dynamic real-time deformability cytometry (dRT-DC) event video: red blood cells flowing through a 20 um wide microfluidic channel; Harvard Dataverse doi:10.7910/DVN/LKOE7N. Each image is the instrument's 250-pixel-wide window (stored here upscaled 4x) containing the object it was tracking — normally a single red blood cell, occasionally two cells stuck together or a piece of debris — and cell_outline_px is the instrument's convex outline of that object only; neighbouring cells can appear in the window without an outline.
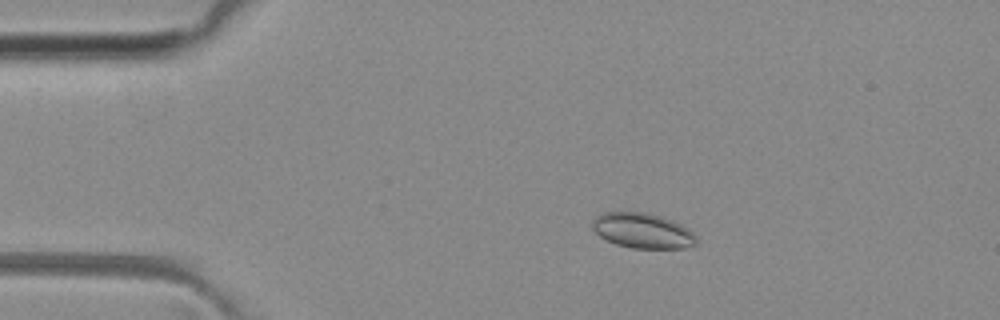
{"species": "common noctule bat (a hibernating species)", "species_latin": "Nyctalus noctula", "temperature_condition": "room temperature", "stored_images_in_passage": 51, "camera_frame_rate_fps": 3000, "um_per_image_px": 0.085, "animal": {"sex": "female", "body_mass_g": 29.2, "forearm_length_mm": 56.3}, "frame": {"image": 1, "passage_image": 10, "time_ms": 3.0, "image_size_px": [1000, 320], "cell_outline_px": [[696, 244], [684, 248], [632, 248], [616, 244], [600, 236], [592, 228], [592, 220], [600, 212], [648, 212], [672, 220], [688, 228], [696, 236]], "centroid_in_image_um": [54.61, 19.59], "position_along_channel_um": 30.4, "area_um2": 21.33}}
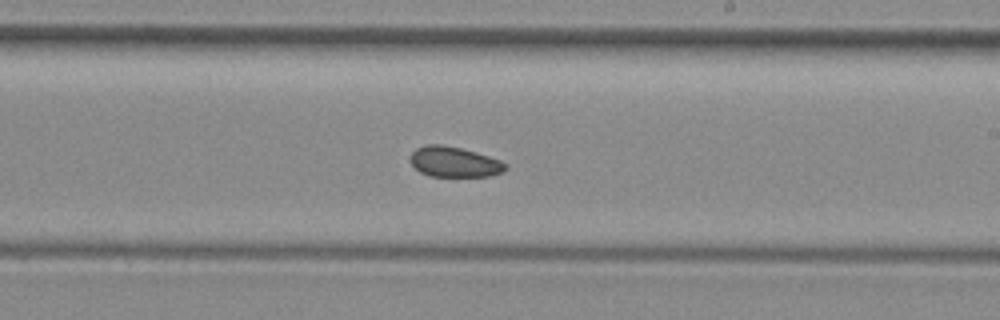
{"frame": {"image": 2, "passage_image": 30, "time_ms": 9.667, "image_size_px": [1000, 320], "cell_outline_px": [[508, 168], [504, 172], [492, 176], [432, 176], [420, 172], [408, 160], [408, 156], [416, 148], [428, 144], [440, 144], [460, 148], [476, 152], [500, 160], [508, 164]], "centroid_in_image_um": [38.62, 13.76], "position_along_channel_um": 250.4, "area_um2": 16.99}}
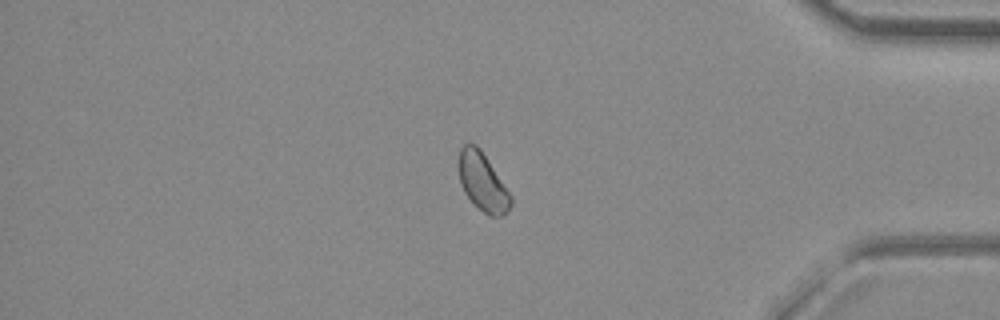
{"frame": {"image": 3, "passage_image": 43, "time_ms": 14.0, "image_size_px": [1000, 320], "cell_outline_px": [[512, 204], [508, 212], [504, 216], [492, 216], [484, 212], [472, 204], [464, 192], [460, 184], [456, 164], [460, 148], [464, 144], [476, 144], [480, 148], [512, 196]], "centroid_in_image_um": [40.99, 15.47], "position_along_channel_um": 394.2, "area_um2": 18.03}}